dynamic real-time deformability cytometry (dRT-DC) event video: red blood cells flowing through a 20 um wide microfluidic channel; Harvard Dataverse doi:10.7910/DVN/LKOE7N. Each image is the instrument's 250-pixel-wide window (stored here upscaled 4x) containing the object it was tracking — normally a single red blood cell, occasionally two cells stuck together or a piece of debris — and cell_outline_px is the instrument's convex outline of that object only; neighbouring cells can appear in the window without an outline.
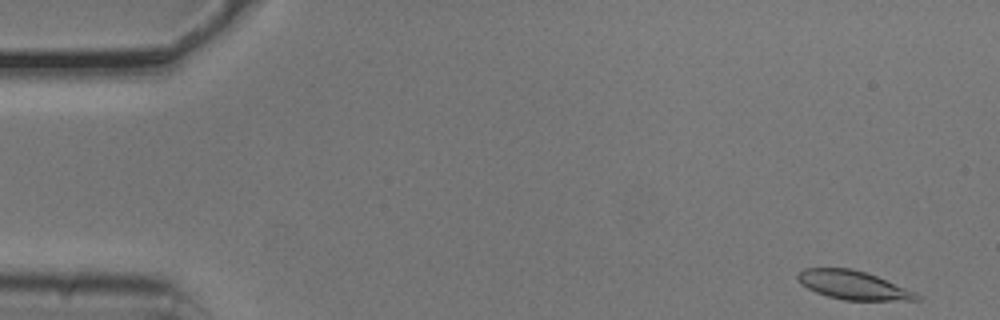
{"species": "common noctule bat (a hibernating species)", "species_latin": "Nyctalus noctula", "temperature_condition": "cold", "stored_images_in_passage": 52, "camera_frame_rate_fps": 3000, "um_per_image_px": 0.085, "animal": {"sex": "male", "body_mass_g": 20.5, "forearm_length_mm": 52.5}, "frame": {"image": 1, "passage_image": 1, "time_ms": 0.0, "image_size_px": [1000, 320], "cell_outline_px": [[920, 300], [844, 300], [828, 296], [816, 292], [800, 284], [796, 276], [804, 268], [852, 268], [876, 276], [916, 292], [920, 296]], "centroid_in_image_um": [72.5, 24.23], "position_along_channel_um": 12.5, "area_um2": 19.65}}
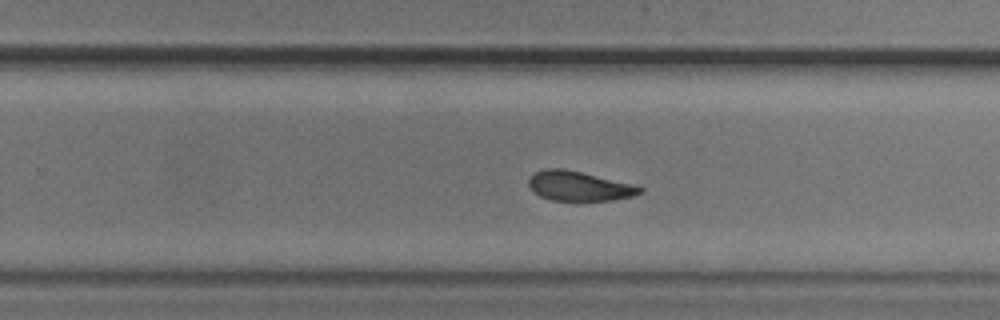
{"frame": {"image": 2, "passage_image": 32, "time_ms": 10.333, "image_size_px": [1000, 320], "cell_outline_px": [[644, 192], [632, 196], [612, 200], [552, 200], [540, 196], [528, 184], [528, 180], [536, 172], [544, 168], [564, 168], [632, 184], [644, 188]], "centroid_in_image_um": [49.24, 15.81], "position_along_channel_um": 280.6, "area_um2": 18.9}}
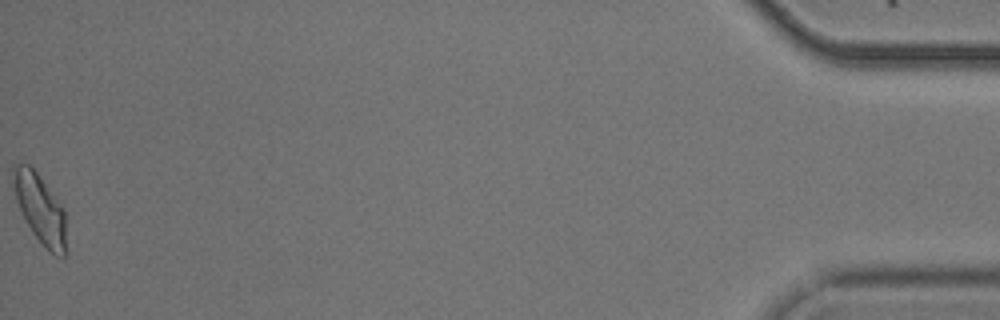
{"frame": {"image": 3, "passage_image": 52, "time_ms": 17.0, "image_size_px": [1000, 320], "cell_outline_px": [[64, 260], [48, 252], [32, 232], [16, 200], [12, 184], [12, 168], [16, 164], [28, 164], [36, 172], [64, 208]], "centroid_in_image_um": [3.38, 17.74], "position_along_channel_um": 431.8, "area_um2": 20.92}, "authors_computed_cell_mechanics": {"area_um2": 20.0855, "velocity_mm_per_s": 3.7587, "shape_relaxation_time_tau1_ms": 2.8237, "shape_relaxation_time_tau2_ms": 1.6449, "deformation_change_tau1": 0.1163, "deformation_change_tau2": 0.0745}}